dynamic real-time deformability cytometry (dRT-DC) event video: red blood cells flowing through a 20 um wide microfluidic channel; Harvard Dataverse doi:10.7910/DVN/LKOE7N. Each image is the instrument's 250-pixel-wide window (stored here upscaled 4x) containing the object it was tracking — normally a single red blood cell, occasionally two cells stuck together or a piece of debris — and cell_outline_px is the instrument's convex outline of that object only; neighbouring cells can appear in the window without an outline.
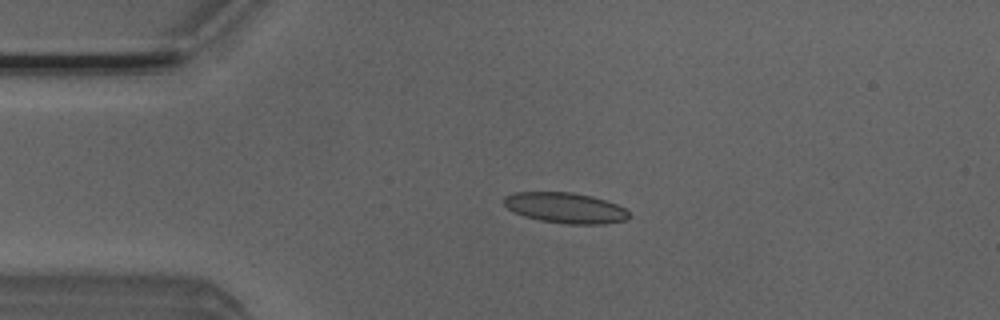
{"species": "Egyptian fruit bat (a non-hibernating species)", "species_latin": "Rousettus aegyptiacus", "temperature_condition": "room temperature", "stored_images_in_passage": 3, "camera_frame_rate_fps": 3000, "um_per_image_px": 0.085, "animal": {"sex": "male"}, "frame": {"image": 1, "passage_image": 1, "time_ms": 0.0, "image_size_px": [1000, 320], "cell_outline_px": [[632, 216], [624, 220], [604, 224], [568, 224], [540, 220], [524, 216], [512, 212], [504, 204], [504, 196], [512, 192], [572, 192], [592, 196], [616, 204], [624, 208]], "centroid_in_image_um": [48.03, 17.66], "position_along_channel_um": 37.0, "area_um2": 22.31}}